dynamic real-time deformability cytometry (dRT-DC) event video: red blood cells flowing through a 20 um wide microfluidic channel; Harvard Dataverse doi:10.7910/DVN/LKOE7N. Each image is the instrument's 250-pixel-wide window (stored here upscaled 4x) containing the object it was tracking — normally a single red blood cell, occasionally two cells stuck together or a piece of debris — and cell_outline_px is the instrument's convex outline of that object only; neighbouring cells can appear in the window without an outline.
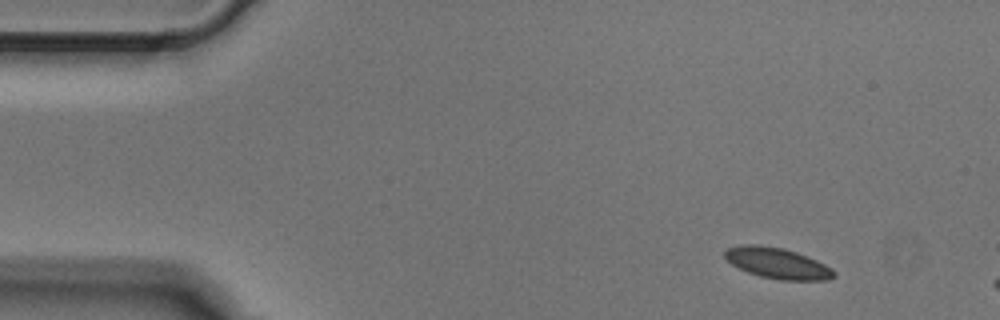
{"species": "Egyptian fruit bat (a non-hibernating species)", "species_latin": "Rousettus aegyptiacus", "temperature_condition": "cold", "stored_images_in_passage": 3, "camera_frame_rate_fps": 3000, "um_per_image_px": 0.085, "animal": {"sex": "male"}, "frame": {"image": 1, "passage_image": 1, "time_ms": 0.0, "image_size_px": [1000, 320], "cell_outline_px": [[836, 276], [828, 280], [780, 280], [760, 276], [748, 272], [732, 264], [724, 256], [724, 252], [728, 248], [744, 244], [756, 244], [784, 248], [808, 256], [832, 268], [836, 272]], "centroid_in_image_um": [66.11, 22.37], "position_along_channel_um": 18.9, "area_um2": 19.59}}